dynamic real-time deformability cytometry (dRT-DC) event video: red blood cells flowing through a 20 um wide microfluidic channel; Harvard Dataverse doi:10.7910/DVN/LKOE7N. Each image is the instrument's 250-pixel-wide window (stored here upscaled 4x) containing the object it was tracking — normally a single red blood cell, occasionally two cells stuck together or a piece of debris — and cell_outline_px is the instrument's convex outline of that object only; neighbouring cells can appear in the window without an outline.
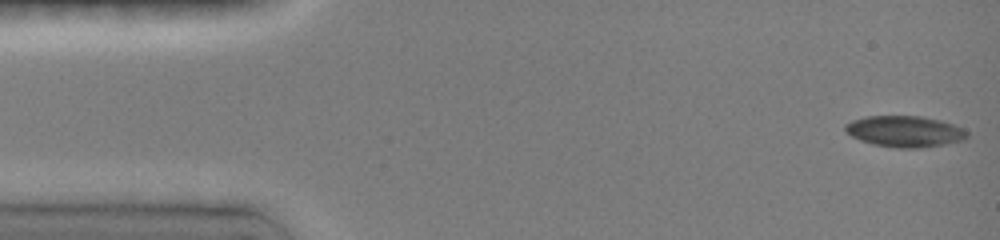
{"species": "common noctule bat (a hibernating species)", "species_latin": "Nyctalus noctula", "temperature_condition": "room temperature", "stored_images_in_passage": 30, "camera_frame_rate_fps": 3000, "um_per_image_px": 0.085, "animal": {"sex": "female", "body_mass_g": 19.0, "forearm_length_mm": 51.5}, "frame": {"image": 1, "passage_image": 1, "time_ms": 0.0, "image_size_px": [1000, 240], "cell_outline_px": [[968, 136], [964, 140], [944, 144], [916, 148], [896, 148], [872, 144], [860, 140], [852, 136], [844, 128], [844, 124], [852, 120], [864, 116], [920, 116], [940, 120], [964, 128], [968, 132]], "centroid_in_image_um": [76.9, 11.16], "position_along_channel_um": 8.1, "area_um2": 22.14}}
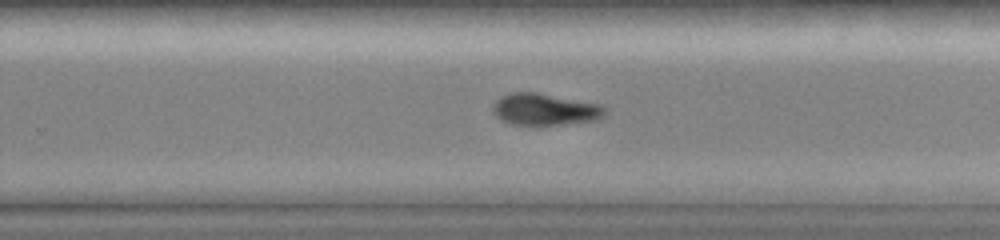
{"frame": {"image": 2, "passage_image": 21, "time_ms": 9.667, "image_size_px": [1000, 240], "cell_outline_px": [[608, 116], [596, 120], [536, 128], [532, 128], [512, 124], [500, 120], [492, 112], [492, 108], [496, 100], [500, 96], [512, 92], [536, 92], [604, 104], [608, 112]], "centroid_in_image_um": [46.35, 9.34], "position_along_channel_um": 283.4, "area_um2": 21.96}}
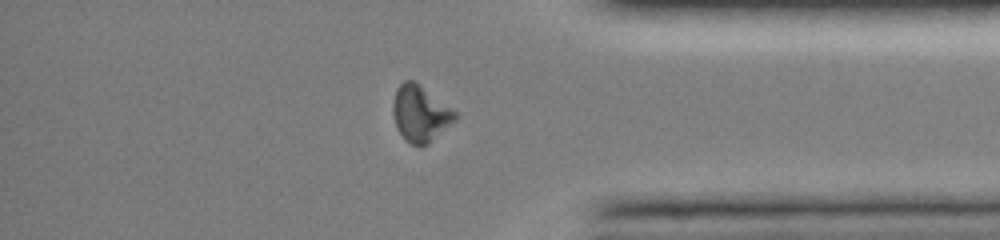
{"frame": {"image": 3, "passage_image": 27, "time_ms": 12.667, "image_size_px": [1000, 240], "cell_outline_px": [[460, 116], [456, 120], [428, 144], [412, 144], [404, 140], [396, 128], [392, 112], [392, 104], [396, 88], [404, 80], [412, 80], [420, 84], [460, 112]], "centroid_in_image_um": [35.75, 9.63], "position_along_channel_um": 399.4, "area_um2": 20.87}}